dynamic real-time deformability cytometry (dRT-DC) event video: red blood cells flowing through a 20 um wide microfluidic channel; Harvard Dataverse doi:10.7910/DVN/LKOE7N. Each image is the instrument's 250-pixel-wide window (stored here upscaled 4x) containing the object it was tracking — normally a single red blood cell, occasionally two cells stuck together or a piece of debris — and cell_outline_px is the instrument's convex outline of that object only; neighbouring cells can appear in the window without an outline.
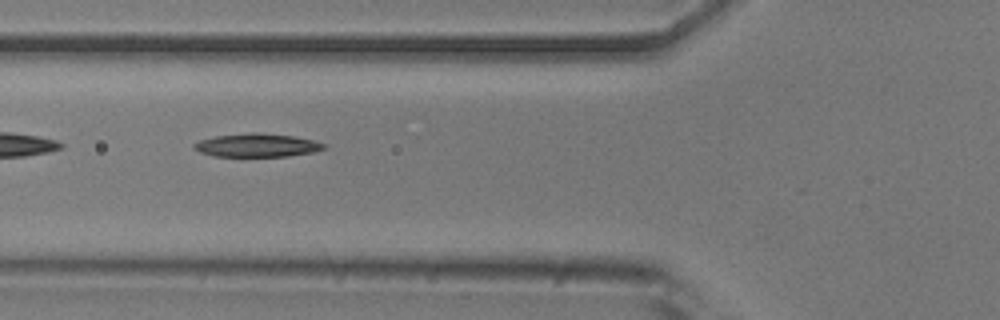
{"species": "common noctule bat (a hibernating species)", "species_latin": "Nyctalus noctula", "temperature_condition": "room temperature", "stored_images_in_passage": 8, "camera_frame_rate_fps": 3000, "um_per_image_px": 0.085, "animal": {"sex": "male", "body_mass_g": 20.5, "forearm_length_mm": 52.5}, "frame": {"image": 1, "passage_image": 6, "time_ms": 1.667, "image_size_px": [1000, 320], "cell_outline_px": [[328, 148], [312, 152], [288, 156], [212, 156], [200, 152], [192, 148], [192, 144], [200, 140], [216, 136], [252, 132], [256, 132], [292, 136], [312, 140], [328, 144]], "centroid_in_image_um": [21.85, 12.35], "position_along_channel_um": 104.0, "area_um2": 17.69}}
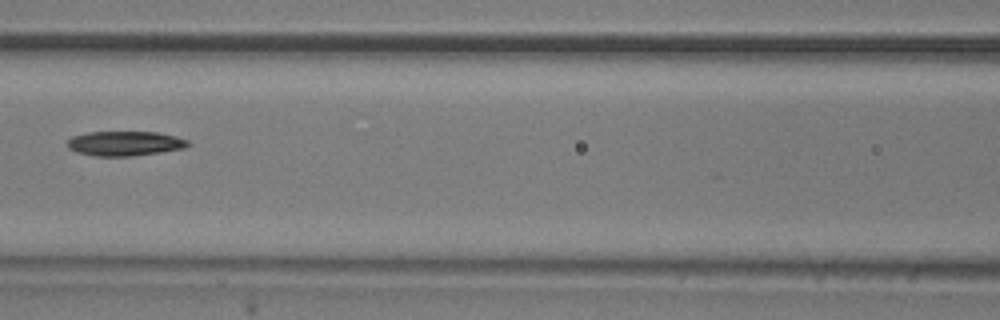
{"frame": {"image": 2, "passage_image": 7, "time_ms": 2.0, "image_size_px": [1000, 320], "cell_outline_px": [[192, 144], [184, 148], [160, 152], [132, 156], [96, 156], [76, 152], [68, 148], [68, 140], [72, 136], [88, 132], [156, 132], [176, 136], [188, 140]], "centroid_in_image_um": [10.62, 12.19], "position_along_channel_um": 156.0, "area_um2": 17.34}}
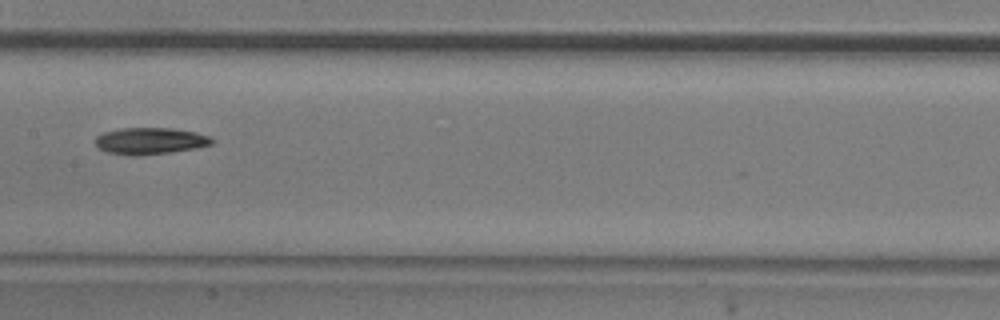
{"frame": {"image": 3, "passage_image": 8, "time_ms": 2.333, "image_size_px": [1000, 320], "cell_outline_px": [[216, 140], [212, 144], [196, 148], [168, 152], [136, 156], [132, 156], [108, 152], [100, 148], [96, 144], [96, 136], [104, 132], [120, 128], [172, 128], [196, 132], [208, 136]], "centroid_in_image_um": [12.78, 11.97], "position_along_channel_um": 194.6, "area_um2": 18.03}}